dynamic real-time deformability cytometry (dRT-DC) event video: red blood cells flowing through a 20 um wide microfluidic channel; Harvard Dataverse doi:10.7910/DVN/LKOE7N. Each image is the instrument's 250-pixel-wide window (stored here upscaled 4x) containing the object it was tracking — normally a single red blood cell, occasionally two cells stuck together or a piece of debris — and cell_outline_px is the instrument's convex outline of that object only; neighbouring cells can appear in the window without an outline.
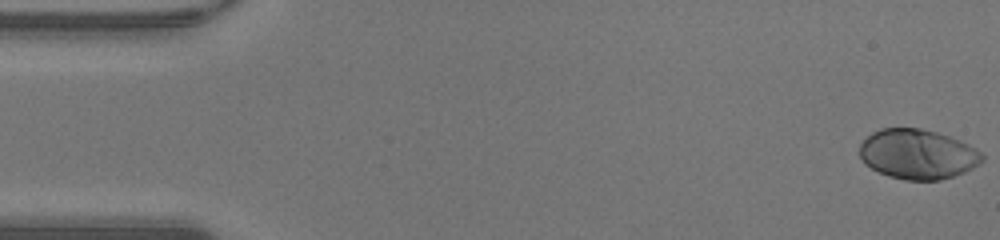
{"species": "human", "species_latin": "Homo sapiens", "temperature_condition": "warm", "stored_images_in_passage": 48, "camera_frame_rate_fps": 3000, "um_per_image_px": 0.085, "donor": {"sex": "male"}, "frame": {"image": 1, "passage_image": 1, "time_ms": 0.0, "image_size_px": [1000, 240], "cell_outline_px": [[984, 160], [980, 164], [964, 172], [940, 180], [904, 180], [888, 176], [864, 164], [860, 156], [860, 144], [872, 132], [880, 128], [920, 128], [936, 132], [960, 140], [976, 148], [984, 156]], "centroid_in_image_um": [78.0, 13.1], "position_along_channel_um": 7.0, "area_um2": 35.6}}
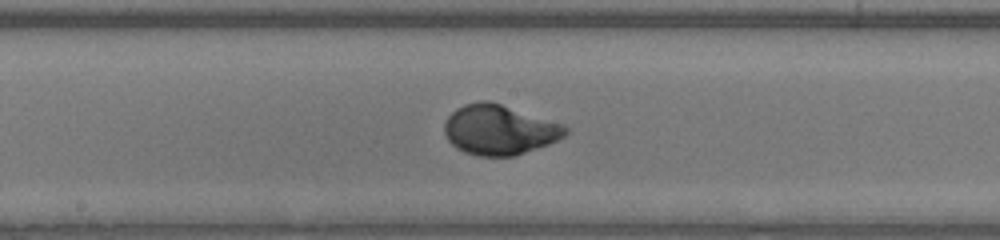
{"frame": {"image": 2, "passage_image": 25, "time_ms": 8.0, "image_size_px": [1000, 240], "cell_outline_px": [[568, 132], [564, 136], [548, 144], [516, 156], [480, 156], [464, 152], [456, 148], [448, 140], [444, 132], [444, 124], [448, 116], [456, 108], [464, 104], [480, 100], [488, 100], [564, 124], [568, 128]], "centroid_in_image_um": [42.43, 11.03], "position_along_channel_um": 205.8, "area_um2": 35.26}}
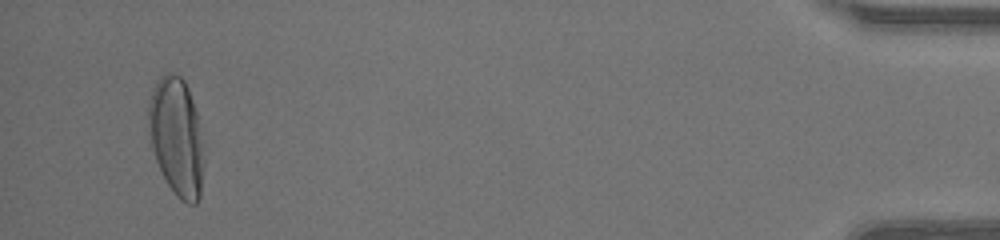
{"frame": {"image": 3, "passage_image": 46, "time_ms": 15.0, "image_size_px": [1000, 240], "cell_outline_px": [[204, 164], [200, 196], [196, 204], [188, 204], [180, 200], [176, 196], [168, 184], [156, 160], [152, 148], [148, 128], [148, 104], [152, 92], [160, 76], [168, 72], [180, 76], [184, 80], [188, 88], [196, 112]], "centroid_in_image_um": [14.99, 11.65], "position_along_channel_um": 420.2, "area_um2": 37.69}, "authors_computed_cell_mechanics": {"area_um2": 34.6511, "velocity_mm_per_s": 4.3053, "shape_relaxation_time_tau1_ms": 3.0081, "shape_relaxation_time_tau2_ms": null, "deformation_change_tau1": 0.2059, "deformation_change_tau2": null}}